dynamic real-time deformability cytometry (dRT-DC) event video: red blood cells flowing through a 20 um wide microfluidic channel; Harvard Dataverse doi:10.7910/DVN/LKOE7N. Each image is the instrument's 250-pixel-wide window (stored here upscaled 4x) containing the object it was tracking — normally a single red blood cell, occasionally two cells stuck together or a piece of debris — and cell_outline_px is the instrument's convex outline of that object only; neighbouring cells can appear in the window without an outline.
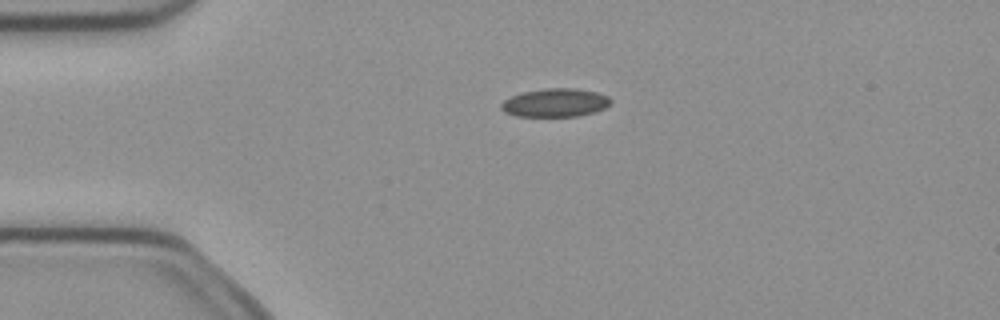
{"species": "common noctule bat (a hibernating species)", "species_latin": "Nyctalus noctula", "temperature_condition": "cold", "stored_images_in_passage": 7, "camera_frame_rate_fps": 3000, "um_per_image_px": 0.085, "animal": {"sex": "female", "body_mass_g": 21.9}, "frame": {"image": 1, "passage_image": 3, "time_ms": 0.667, "image_size_px": [1000, 320], "cell_outline_px": [[612, 100], [604, 108], [580, 116], [516, 116], [504, 112], [500, 108], [500, 104], [504, 100], [512, 96], [524, 92], [544, 88], [576, 88], [596, 92], [608, 96]], "centroid_in_image_um": [47.17, 8.73], "position_along_channel_um": 37.8, "area_um2": 18.03}}
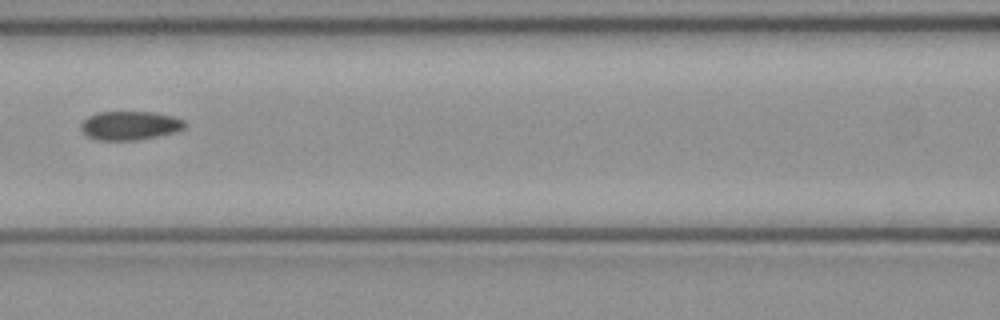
{"frame": {"image": 2, "passage_image": 6, "time_ms": 1.667, "image_size_px": [1000, 320], "cell_outline_px": [[188, 124], [184, 128], [176, 132], [136, 140], [96, 140], [88, 136], [80, 128], [80, 124], [88, 116], [96, 112], [156, 112], [172, 116], [184, 120]], "centroid_in_image_um": [11.05, 10.66], "position_along_channel_um": 155.5, "area_um2": 17.51}}
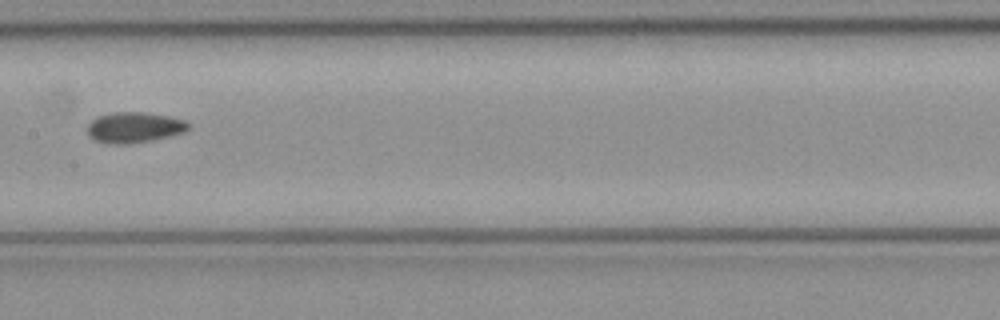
{"frame": {"image": 3, "passage_image": 7, "time_ms": 2.0, "image_size_px": [1000, 320], "cell_outline_px": [[192, 124], [184, 132], [172, 136], [152, 140], [128, 144], [112, 144], [96, 140], [88, 136], [88, 124], [92, 120], [100, 116], [112, 112], [140, 112], [168, 116], [184, 120]], "centroid_in_image_um": [11.43, 10.84], "position_along_channel_um": 196.0, "area_um2": 17.98}}